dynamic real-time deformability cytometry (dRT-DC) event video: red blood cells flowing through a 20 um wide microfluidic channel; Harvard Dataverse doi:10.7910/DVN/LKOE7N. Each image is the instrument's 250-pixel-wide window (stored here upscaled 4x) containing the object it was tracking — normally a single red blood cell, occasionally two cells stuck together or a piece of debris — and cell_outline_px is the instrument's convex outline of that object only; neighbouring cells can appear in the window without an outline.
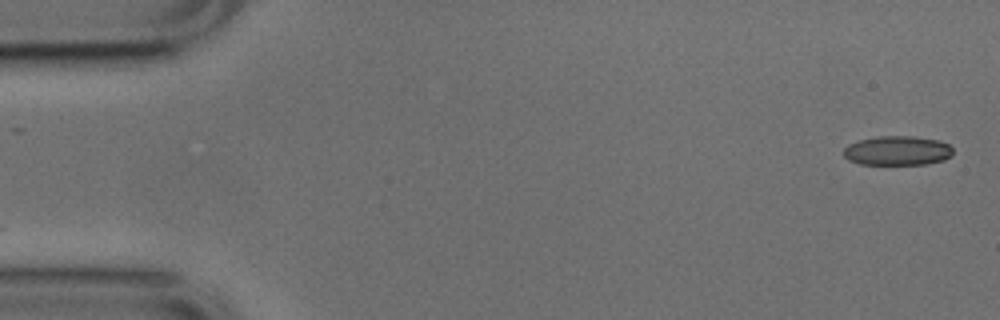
{"species": "common noctule bat (a hibernating species)", "species_latin": "Nyctalus noctula", "temperature_condition": "cold", "stored_images_in_passage": 13, "camera_frame_rate_fps": 3000, "um_per_image_px": 0.085, "animal": {"sex": "male", "body_mass_g": 17.9, "forearm_length_mm": 54.2}, "frame": {"image": 1, "passage_image": 1, "time_ms": 0.0, "image_size_px": [1000, 320], "cell_outline_px": [[952, 156], [944, 160], [924, 164], [860, 164], [848, 160], [844, 156], [844, 148], [848, 144], [860, 140], [876, 136], [912, 136], [940, 140], [948, 144], [952, 148]], "centroid_in_image_um": [76.28, 12.8], "position_along_channel_um": 8.7, "area_um2": 18.79}}
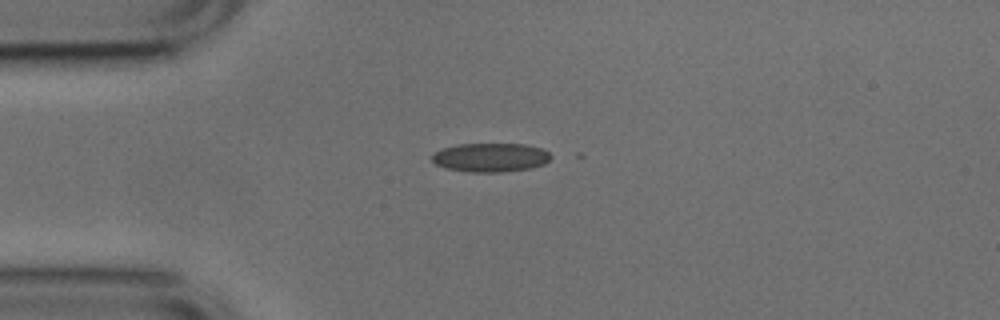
{"frame": {"image": 2, "passage_image": 12, "time_ms": 3.667, "image_size_px": [1000, 320], "cell_outline_px": [[552, 156], [544, 164], [532, 168], [500, 172], [472, 172], [444, 168], [436, 164], [432, 160], [432, 156], [436, 152], [444, 148], [456, 144], [524, 144], [540, 148], [548, 152]], "centroid_in_image_um": [41.7, 13.38], "position_along_channel_um": 43.3, "area_um2": 19.88}}